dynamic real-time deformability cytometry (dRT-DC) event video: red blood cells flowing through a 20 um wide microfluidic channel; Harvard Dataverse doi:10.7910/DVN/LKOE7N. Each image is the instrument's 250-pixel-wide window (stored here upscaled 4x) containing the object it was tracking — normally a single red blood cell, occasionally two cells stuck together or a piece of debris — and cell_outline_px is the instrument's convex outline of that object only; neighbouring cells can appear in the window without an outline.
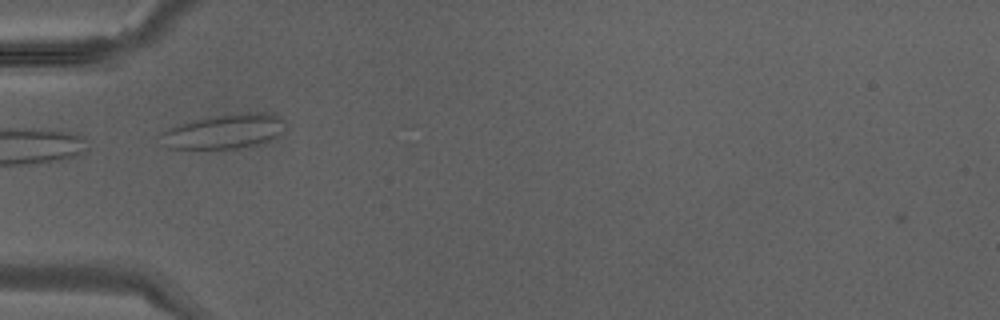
{"species": "Egyptian fruit bat (a non-hibernating species)", "species_latin": "Rousettus aegyptiacus", "temperature_condition": "warm", "stored_images_in_passage": 15, "camera_frame_rate_fps": 3000, "um_per_image_px": 0.085, "animal": {"sex": "male"}, "frame": {"image": 1, "passage_image": 1, "time_ms": 0.0, "image_size_px": [1000, 320], "cell_outline_px": [[284, 132], [260, 144], [236, 148], [168, 148], [156, 136], [168, 128], [180, 124], [196, 120], [220, 116], [248, 112], [264, 112], [280, 116], [284, 120]], "centroid_in_image_um": [19.07, 11.17], "position_along_channel_um": 65.9, "area_um2": 24.74}}